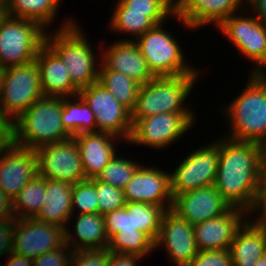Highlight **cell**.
Instances as JSON below:
<instances>
[{"label": "cell", "instance_id": "obj_21", "mask_svg": "<svg viewBox=\"0 0 266 266\" xmlns=\"http://www.w3.org/2000/svg\"><path fill=\"white\" fill-rule=\"evenodd\" d=\"M131 39H119L111 43L108 48H104L100 62L107 69L123 73L140 85H144L155 76L149 70L139 47Z\"/></svg>", "mask_w": 266, "mask_h": 266}, {"label": "cell", "instance_id": "obj_46", "mask_svg": "<svg viewBox=\"0 0 266 266\" xmlns=\"http://www.w3.org/2000/svg\"><path fill=\"white\" fill-rule=\"evenodd\" d=\"M244 11H252L255 17L266 25V0H247V8Z\"/></svg>", "mask_w": 266, "mask_h": 266}, {"label": "cell", "instance_id": "obj_49", "mask_svg": "<svg viewBox=\"0 0 266 266\" xmlns=\"http://www.w3.org/2000/svg\"><path fill=\"white\" fill-rule=\"evenodd\" d=\"M251 74L250 77L264 90L266 95V70L252 71Z\"/></svg>", "mask_w": 266, "mask_h": 266}, {"label": "cell", "instance_id": "obj_7", "mask_svg": "<svg viewBox=\"0 0 266 266\" xmlns=\"http://www.w3.org/2000/svg\"><path fill=\"white\" fill-rule=\"evenodd\" d=\"M163 26L164 23L155 25L134 41L152 74L155 77L200 74L187 64L180 43Z\"/></svg>", "mask_w": 266, "mask_h": 266}, {"label": "cell", "instance_id": "obj_11", "mask_svg": "<svg viewBox=\"0 0 266 266\" xmlns=\"http://www.w3.org/2000/svg\"><path fill=\"white\" fill-rule=\"evenodd\" d=\"M79 95L94 113L97 132L110 133L128 142L132 131L131 112L101 83L97 81L80 89Z\"/></svg>", "mask_w": 266, "mask_h": 266}, {"label": "cell", "instance_id": "obj_45", "mask_svg": "<svg viewBox=\"0 0 266 266\" xmlns=\"http://www.w3.org/2000/svg\"><path fill=\"white\" fill-rule=\"evenodd\" d=\"M144 257L136 254L109 252V266H139L137 261Z\"/></svg>", "mask_w": 266, "mask_h": 266}, {"label": "cell", "instance_id": "obj_44", "mask_svg": "<svg viewBox=\"0 0 266 266\" xmlns=\"http://www.w3.org/2000/svg\"><path fill=\"white\" fill-rule=\"evenodd\" d=\"M14 220L0 219V257L12 253Z\"/></svg>", "mask_w": 266, "mask_h": 266}, {"label": "cell", "instance_id": "obj_17", "mask_svg": "<svg viewBox=\"0 0 266 266\" xmlns=\"http://www.w3.org/2000/svg\"><path fill=\"white\" fill-rule=\"evenodd\" d=\"M247 8V0H181L175 18L186 28L196 29L211 23L218 27L231 15Z\"/></svg>", "mask_w": 266, "mask_h": 266}, {"label": "cell", "instance_id": "obj_40", "mask_svg": "<svg viewBox=\"0 0 266 266\" xmlns=\"http://www.w3.org/2000/svg\"><path fill=\"white\" fill-rule=\"evenodd\" d=\"M109 252L108 249L74 251L71 266H109Z\"/></svg>", "mask_w": 266, "mask_h": 266}, {"label": "cell", "instance_id": "obj_39", "mask_svg": "<svg viewBox=\"0 0 266 266\" xmlns=\"http://www.w3.org/2000/svg\"><path fill=\"white\" fill-rule=\"evenodd\" d=\"M246 213L249 217L250 214L252 215L254 213L253 216H251L253 218L250 219L247 217V221L250 224L256 227L266 228V170L256 189L253 202Z\"/></svg>", "mask_w": 266, "mask_h": 266}, {"label": "cell", "instance_id": "obj_8", "mask_svg": "<svg viewBox=\"0 0 266 266\" xmlns=\"http://www.w3.org/2000/svg\"><path fill=\"white\" fill-rule=\"evenodd\" d=\"M43 96L36 61L2 69L0 113L16 120Z\"/></svg>", "mask_w": 266, "mask_h": 266}, {"label": "cell", "instance_id": "obj_41", "mask_svg": "<svg viewBox=\"0 0 266 266\" xmlns=\"http://www.w3.org/2000/svg\"><path fill=\"white\" fill-rule=\"evenodd\" d=\"M189 266H232L231 251L229 249L198 251Z\"/></svg>", "mask_w": 266, "mask_h": 266}, {"label": "cell", "instance_id": "obj_20", "mask_svg": "<svg viewBox=\"0 0 266 266\" xmlns=\"http://www.w3.org/2000/svg\"><path fill=\"white\" fill-rule=\"evenodd\" d=\"M243 209L232 207L223 215L194 225V237L199 251L230 249L238 229L247 220Z\"/></svg>", "mask_w": 266, "mask_h": 266}, {"label": "cell", "instance_id": "obj_24", "mask_svg": "<svg viewBox=\"0 0 266 266\" xmlns=\"http://www.w3.org/2000/svg\"><path fill=\"white\" fill-rule=\"evenodd\" d=\"M72 187L73 184L65 181L46 178L44 204L34 218L63 229L68 228L72 216Z\"/></svg>", "mask_w": 266, "mask_h": 266}, {"label": "cell", "instance_id": "obj_51", "mask_svg": "<svg viewBox=\"0 0 266 266\" xmlns=\"http://www.w3.org/2000/svg\"><path fill=\"white\" fill-rule=\"evenodd\" d=\"M172 1L175 5H177L181 0H170Z\"/></svg>", "mask_w": 266, "mask_h": 266}, {"label": "cell", "instance_id": "obj_10", "mask_svg": "<svg viewBox=\"0 0 266 266\" xmlns=\"http://www.w3.org/2000/svg\"><path fill=\"white\" fill-rule=\"evenodd\" d=\"M219 164V139L189 152L170 173L173 199L182 193L214 185Z\"/></svg>", "mask_w": 266, "mask_h": 266}, {"label": "cell", "instance_id": "obj_32", "mask_svg": "<svg viewBox=\"0 0 266 266\" xmlns=\"http://www.w3.org/2000/svg\"><path fill=\"white\" fill-rule=\"evenodd\" d=\"M124 207L127 211H132L134 227H137L139 232L147 234L156 242L165 209L162 206L139 202H126Z\"/></svg>", "mask_w": 266, "mask_h": 266}, {"label": "cell", "instance_id": "obj_28", "mask_svg": "<svg viewBox=\"0 0 266 266\" xmlns=\"http://www.w3.org/2000/svg\"><path fill=\"white\" fill-rule=\"evenodd\" d=\"M61 120L63 127L72 137L97 132L94 113L79 94L62 97Z\"/></svg>", "mask_w": 266, "mask_h": 266}, {"label": "cell", "instance_id": "obj_33", "mask_svg": "<svg viewBox=\"0 0 266 266\" xmlns=\"http://www.w3.org/2000/svg\"><path fill=\"white\" fill-rule=\"evenodd\" d=\"M118 156L119 155L116 154L110 160V162L96 176V179L123 190L127 183L133 178L134 173L138 170L141 164L130 158Z\"/></svg>", "mask_w": 266, "mask_h": 266}, {"label": "cell", "instance_id": "obj_34", "mask_svg": "<svg viewBox=\"0 0 266 266\" xmlns=\"http://www.w3.org/2000/svg\"><path fill=\"white\" fill-rule=\"evenodd\" d=\"M107 249L145 257L155 250V242L145 233H117L109 239Z\"/></svg>", "mask_w": 266, "mask_h": 266}, {"label": "cell", "instance_id": "obj_9", "mask_svg": "<svg viewBox=\"0 0 266 266\" xmlns=\"http://www.w3.org/2000/svg\"><path fill=\"white\" fill-rule=\"evenodd\" d=\"M195 118V112H175L138 119L132 125L127 144L142 145L157 150L168 148L192 129L197 120Z\"/></svg>", "mask_w": 266, "mask_h": 266}, {"label": "cell", "instance_id": "obj_16", "mask_svg": "<svg viewBox=\"0 0 266 266\" xmlns=\"http://www.w3.org/2000/svg\"><path fill=\"white\" fill-rule=\"evenodd\" d=\"M161 169L141 164L123 189L126 202L154 204L165 210L172 208L170 173Z\"/></svg>", "mask_w": 266, "mask_h": 266}, {"label": "cell", "instance_id": "obj_1", "mask_svg": "<svg viewBox=\"0 0 266 266\" xmlns=\"http://www.w3.org/2000/svg\"><path fill=\"white\" fill-rule=\"evenodd\" d=\"M265 170L263 145L220 137L214 186L231 207L245 211L250 208Z\"/></svg>", "mask_w": 266, "mask_h": 266}, {"label": "cell", "instance_id": "obj_53", "mask_svg": "<svg viewBox=\"0 0 266 266\" xmlns=\"http://www.w3.org/2000/svg\"><path fill=\"white\" fill-rule=\"evenodd\" d=\"M263 147H264V150H265V153H266V143L263 145Z\"/></svg>", "mask_w": 266, "mask_h": 266}, {"label": "cell", "instance_id": "obj_35", "mask_svg": "<svg viewBox=\"0 0 266 266\" xmlns=\"http://www.w3.org/2000/svg\"><path fill=\"white\" fill-rule=\"evenodd\" d=\"M129 12L147 13V17L159 25L176 14V5L170 0H119ZM168 17V18H167Z\"/></svg>", "mask_w": 266, "mask_h": 266}, {"label": "cell", "instance_id": "obj_31", "mask_svg": "<svg viewBox=\"0 0 266 266\" xmlns=\"http://www.w3.org/2000/svg\"><path fill=\"white\" fill-rule=\"evenodd\" d=\"M112 17L108 25L110 31L118 32L119 34L133 35L132 41H135L139 36L146 31L152 29L155 24L147 17V13L129 12L119 0L115 4Z\"/></svg>", "mask_w": 266, "mask_h": 266}, {"label": "cell", "instance_id": "obj_18", "mask_svg": "<svg viewBox=\"0 0 266 266\" xmlns=\"http://www.w3.org/2000/svg\"><path fill=\"white\" fill-rule=\"evenodd\" d=\"M232 207L214 185L197 188L177 195L172 209L193 226L217 218Z\"/></svg>", "mask_w": 266, "mask_h": 266}, {"label": "cell", "instance_id": "obj_4", "mask_svg": "<svg viewBox=\"0 0 266 266\" xmlns=\"http://www.w3.org/2000/svg\"><path fill=\"white\" fill-rule=\"evenodd\" d=\"M200 74L154 77L141 85L135 107L131 111L132 125L141 118L160 113L192 112L184 106Z\"/></svg>", "mask_w": 266, "mask_h": 266}, {"label": "cell", "instance_id": "obj_25", "mask_svg": "<svg viewBox=\"0 0 266 266\" xmlns=\"http://www.w3.org/2000/svg\"><path fill=\"white\" fill-rule=\"evenodd\" d=\"M73 225L74 230L65 229V244L73 251L90 249H107L109 238L105 232L102 214H78ZM75 233V234H74Z\"/></svg>", "mask_w": 266, "mask_h": 266}, {"label": "cell", "instance_id": "obj_2", "mask_svg": "<svg viewBox=\"0 0 266 266\" xmlns=\"http://www.w3.org/2000/svg\"><path fill=\"white\" fill-rule=\"evenodd\" d=\"M78 24L72 17L65 19L54 33L46 31L45 43L67 66L72 83L80 90L98 81L100 63H97L101 56L96 57Z\"/></svg>", "mask_w": 266, "mask_h": 266}, {"label": "cell", "instance_id": "obj_26", "mask_svg": "<svg viewBox=\"0 0 266 266\" xmlns=\"http://www.w3.org/2000/svg\"><path fill=\"white\" fill-rule=\"evenodd\" d=\"M229 250L232 266H255L266 254V228L256 227L246 220L236 232Z\"/></svg>", "mask_w": 266, "mask_h": 266}, {"label": "cell", "instance_id": "obj_29", "mask_svg": "<svg viewBox=\"0 0 266 266\" xmlns=\"http://www.w3.org/2000/svg\"><path fill=\"white\" fill-rule=\"evenodd\" d=\"M98 82L101 83L116 100L130 112L134 109L141 85L123 73L99 66Z\"/></svg>", "mask_w": 266, "mask_h": 266}, {"label": "cell", "instance_id": "obj_50", "mask_svg": "<svg viewBox=\"0 0 266 266\" xmlns=\"http://www.w3.org/2000/svg\"><path fill=\"white\" fill-rule=\"evenodd\" d=\"M255 266H266V254L258 260Z\"/></svg>", "mask_w": 266, "mask_h": 266}, {"label": "cell", "instance_id": "obj_43", "mask_svg": "<svg viewBox=\"0 0 266 266\" xmlns=\"http://www.w3.org/2000/svg\"><path fill=\"white\" fill-rule=\"evenodd\" d=\"M15 145L14 120L0 113V153Z\"/></svg>", "mask_w": 266, "mask_h": 266}, {"label": "cell", "instance_id": "obj_38", "mask_svg": "<svg viewBox=\"0 0 266 266\" xmlns=\"http://www.w3.org/2000/svg\"><path fill=\"white\" fill-rule=\"evenodd\" d=\"M103 217L109 239L117 233H142L133 225L132 211H127L125 207L108 212Z\"/></svg>", "mask_w": 266, "mask_h": 266}, {"label": "cell", "instance_id": "obj_30", "mask_svg": "<svg viewBox=\"0 0 266 266\" xmlns=\"http://www.w3.org/2000/svg\"><path fill=\"white\" fill-rule=\"evenodd\" d=\"M46 178L39 175L27 183L13 199L15 218H34L44 204Z\"/></svg>", "mask_w": 266, "mask_h": 266}, {"label": "cell", "instance_id": "obj_14", "mask_svg": "<svg viewBox=\"0 0 266 266\" xmlns=\"http://www.w3.org/2000/svg\"><path fill=\"white\" fill-rule=\"evenodd\" d=\"M65 244V229L35 218L14 219L12 252L35 259Z\"/></svg>", "mask_w": 266, "mask_h": 266}, {"label": "cell", "instance_id": "obj_13", "mask_svg": "<svg viewBox=\"0 0 266 266\" xmlns=\"http://www.w3.org/2000/svg\"><path fill=\"white\" fill-rule=\"evenodd\" d=\"M35 151L39 176L70 184L86 180L74 137L42 145Z\"/></svg>", "mask_w": 266, "mask_h": 266}, {"label": "cell", "instance_id": "obj_42", "mask_svg": "<svg viewBox=\"0 0 266 266\" xmlns=\"http://www.w3.org/2000/svg\"><path fill=\"white\" fill-rule=\"evenodd\" d=\"M73 250L64 244L59 249L44 253L33 259V266H71Z\"/></svg>", "mask_w": 266, "mask_h": 266}, {"label": "cell", "instance_id": "obj_23", "mask_svg": "<svg viewBox=\"0 0 266 266\" xmlns=\"http://www.w3.org/2000/svg\"><path fill=\"white\" fill-rule=\"evenodd\" d=\"M80 152L83 171L86 179L96 178L102 169L116 155L117 140L106 132H90L73 136ZM115 145V146H114Z\"/></svg>", "mask_w": 266, "mask_h": 266}, {"label": "cell", "instance_id": "obj_52", "mask_svg": "<svg viewBox=\"0 0 266 266\" xmlns=\"http://www.w3.org/2000/svg\"><path fill=\"white\" fill-rule=\"evenodd\" d=\"M1 72H2V69L0 68V84H1Z\"/></svg>", "mask_w": 266, "mask_h": 266}, {"label": "cell", "instance_id": "obj_48", "mask_svg": "<svg viewBox=\"0 0 266 266\" xmlns=\"http://www.w3.org/2000/svg\"><path fill=\"white\" fill-rule=\"evenodd\" d=\"M2 266H33V259L11 253L6 265Z\"/></svg>", "mask_w": 266, "mask_h": 266}, {"label": "cell", "instance_id": "obj_6", "mask_svg": "<svg viewBox=\"0 0 266 266\" xmlns=\"http://www.w3.org/2000/svg\"><path fill=\"white\" fill-rule=\"evenodd\" d=\"M46 30L37 22L0 15V68L22 65L35 60L45 43Z\"/></svg>", "mask_w": 266, "mask_h": 266}, {"label": "cell", "instance_id": "obj_12", "mask_svg": "<svg viewBox=\"0 0 266 266\" xmlns=\"http://www.w3.org/2000/svg\"><path fill=\"white\" fill-rule=\"evenodd\" d=\"M242 11L225 19L217 28L240 54L256 64L251 71L266 70V25L254 13L246 16Z\"/></svg>", "mask_w": 266, "mask_h": 266}, {"label": "cell", "instance_id": "obj_47", "mask_svg": "<svg viewBox=\"0 0 266 266\" xmlns=\"http://www.w3.org/2000/svg\"><path fill=\"white\" fill-rule=\"evenodd\" d=\"M0 219L14 220L13 200L0 189Z\"/></svg>", "mask_w": 266, "mask_h": 266}, {"label": "cell", "instance_id": "obj_27", "mask_svg": "<svg viewBox=\"0 0 266 266\" xmlns=\"http://www.w3.org/2000/svg\"><path fill=\"white\" fill-rule=\"evenodd\" d=\"M61 0H3V13L37 22L46 31L57 17Z\"/></svg>", "mask_w": 266, "mask_h": 266}, {"label": "cell", "instance_id": "obj_37", "mask_svg": "<svg viewBox=\"0 0 266 266\" xmlns=\"http://www.w3.org/2000/svg\"><path fill=\"white\" fill-rule=\"evenodd\" d=\"M96 194L98 198V213L108 212L123 208L126 204L124 191L110 184L100 182L96 179Z\"/></svg>", "mask_w": 266, "mask_h": 266}, {"label": "cell", "instance_id": "obj_5", "mask_svg": "<svg viewBox=\"0 0 266 266\" xmlns=\"http://www.w3.org/2000/svg\"><path fill=\"white\" fill-rule=\"evenodd\" d=\"M223 113L230 124L224 137L235 141L266 143V95L264 90L249 76L248 81ZM230 120V121H229Z\"/></svg>", "mask_w": 266, "mask_h": 266}, {"label": "cell", "instance_id": "obj_3", "mask_svg": "<svg viewBox=\"0 0 266 266\" xmlns=\"http://www.w3.org/2000/svg\"><path fill=\"white\" fill-rule=\"evenodd\" d=\"M62 98L42 96L14 121L15 145L37 149L72 136L61 120Z\"/></svg>", "mask_w": 266, "mask_h": 266}, {"label": "cell", "instance_id": "obj_15", "mask_svg": "<svg viewBox=\"0 0 266 266\" xmlns=\"http://www.w3.org/2000/svg\"><path fill=\"white\" fill-rule=\"evenodd\" d=\"M161 246L175 266H189L199 251L194 237V226L172 208L165 210L161 220L155 249Z\"/></svg>", "mask_w": 266, "mask_h": 266}, {"label": "cell", "instance_id": "obj_19", "mask_svg": "<svg viewBox=\"0 0 266 266\" xmlns=\"http://www.w3.org/2000/svg\"><path fill=\"white\" fill-rule=\"evenodd\" d=\"M38 175L35 149L14 145L0 153V189L14 199L20 190Z\"/></svg>", "mask_w": 266, "mask_h": 266}, {"label": "cell", "instance_id": "obj_22", "mask_svg": "<svg viewBox=\"0 0 266 266\" xmlns=\"http://www.w3.org/2000/svg\"><path fill=\"white\" fill-rule=\"evenodd\" d=\"M35 61L40 71L43 96L62 98L79 94V89L70 79L67 66L46 43L40 47Z\"/></svg>", "mask_w": 266, "mask_h": 266}, {"label": "cell", "instance_id": "obj_36", "mask_svg": "<svg viewBox=\"0 0 266 266\" xmlns=\"http://www.w3.org/2000/svg\"><path fill=\"white\" fill-rule=\"evenodd\" d=\"M77 209L78 214L98 213V198L96 194V178L86 179L72 187V215Z\"/></svg>", "mask_w": 266, "mask_h": 266}]
</instances>
